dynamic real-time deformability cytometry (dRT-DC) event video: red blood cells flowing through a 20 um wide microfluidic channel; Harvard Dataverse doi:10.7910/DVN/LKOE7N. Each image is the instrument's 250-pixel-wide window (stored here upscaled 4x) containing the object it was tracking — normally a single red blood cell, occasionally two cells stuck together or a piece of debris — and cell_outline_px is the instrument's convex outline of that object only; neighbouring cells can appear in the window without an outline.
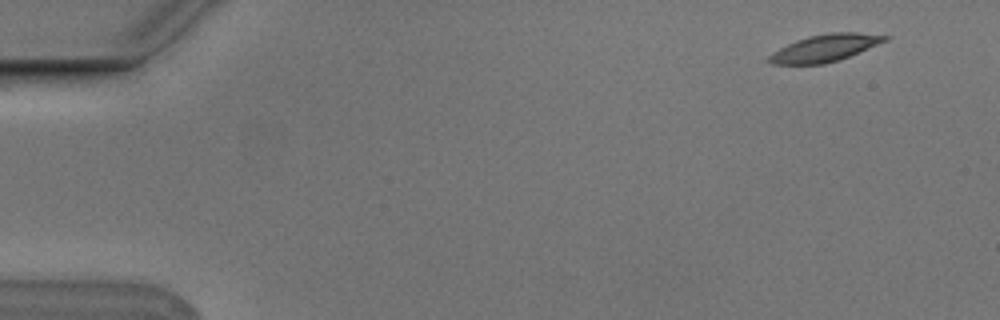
{"species": "Egyptian fruit bat (a non-hibernating species)", "species_latin": "Rousettus aegyptiacus", "temperature_condition": "cold", "stored_images_in_passage": 2, "camera_frame_rate_fps": 3000, "um_per_image_px": 0.085, "animal": {"sex": "male"}, "frame": {"image": 1, "passage_image": 2, "time_ms": 0.333, "image_size_px": [1000, 320], "cell_outline_px": [[888, 40], [840, 60], [824, 64], [772, 64], [764, 60], [772, 52], [796, 40], [808, 36], [828, 32], [856, 32], [888, 36]], "centroid_in_image_um": [70.08, 4.08], "position_along_channel_um": 14.9, "area_um2": 18.38}}